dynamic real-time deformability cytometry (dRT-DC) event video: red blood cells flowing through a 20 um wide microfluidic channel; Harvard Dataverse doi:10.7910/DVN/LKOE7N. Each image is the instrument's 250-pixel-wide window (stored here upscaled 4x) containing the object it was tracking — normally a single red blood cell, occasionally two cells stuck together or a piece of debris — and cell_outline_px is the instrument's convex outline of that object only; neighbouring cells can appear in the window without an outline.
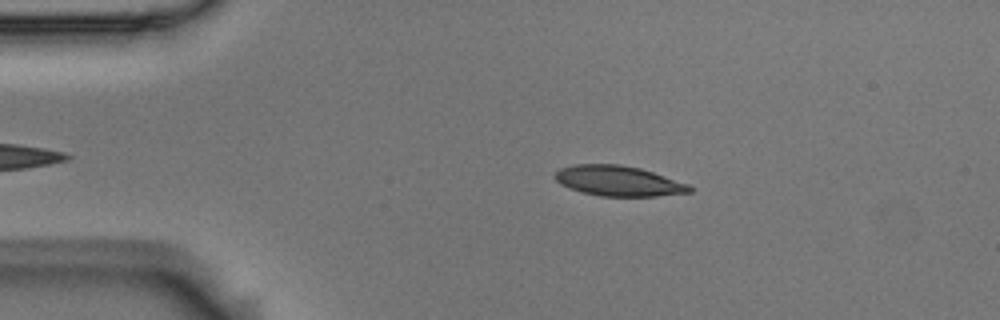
{"species": "Egyptian fruit bat (a non-hibernating species)", "species_latin": "Rousettus aegyptiacus", "temperature_condition": "room temperature", "stored_images_in_passage": 48, "camera_frame_rate_fps": 3000, "um_per_image_px": 0.085, "animal": {"sex": "male"}, "frame": {"image": 1, "passage_image": 10, "time_ms": 3.0, "image_size_px": [1000, 320], "cell_outline_px": [[692, 192], [656, 196], [600, 196], [584, 192], [560, 184], [552, 176], [560, 168], [572, 164], [620, 164], [640, 168], [688, 184], [692, 188]], "centroid_in_image_um": [52.54, 15.37], "position_along_channel_um": 32.5, "area_um2": 23.58}}
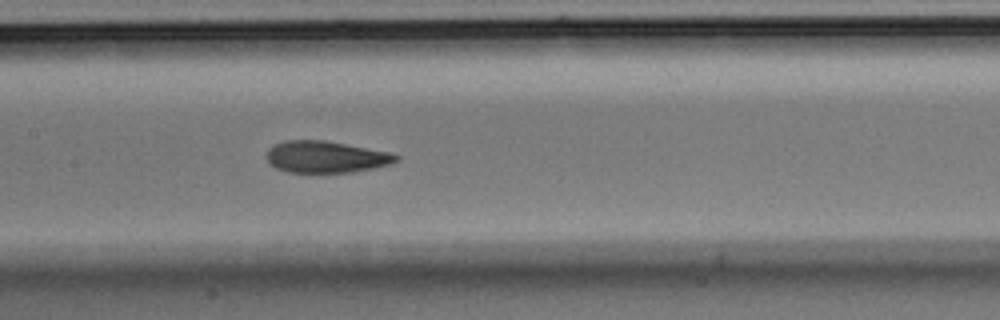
{"frame": {"image": 2, "passage_image": 26, "time_ms": 8.333, "image_size_px": [1000, 320], "cell_outline_px": [[400, 156], [396, 160], [388, 164], [372, 168], [352, 172], [288, 172], [276, 168], [264, 156], [268, 148], [284, 140], [324, 140], [388, 152]], "centroid_in_image_um": [27.63, 13.33], "position_along_channel_um": 179.8, "area_um2": 23.64}}
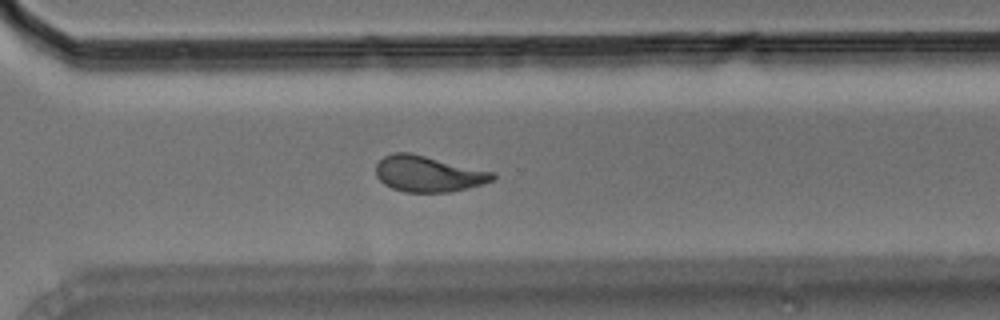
{"frame": {"image": 3, "passage_image": 39, "time_ms": 12.667, "image_size_px": [1000, 320], "cell_outline_px": [[496, 176], [492, 180], [480, 184], [448, 192], [404, 192], [392, 188], [384, 184], [376, 176], [376, 164], [384, 156], [392, 152], [412, 152], [496, 172]], "centroid_in_image_um": [36.38, 14.75], "position_along_channel_um": 334.2, "area_um2": 24.62}, "authors_computed_cell_mechanics": {"area_um2": 24.0737, "velocity_mm_per_s": 3.5767, "shape_relaxation_time_tau1_ms": 5.4086, "shape_relaxation_time_tau2_ms": 2.1, "deformation_change_tau1": 0.1704, "deformation_change_tau2": 0.0778}}